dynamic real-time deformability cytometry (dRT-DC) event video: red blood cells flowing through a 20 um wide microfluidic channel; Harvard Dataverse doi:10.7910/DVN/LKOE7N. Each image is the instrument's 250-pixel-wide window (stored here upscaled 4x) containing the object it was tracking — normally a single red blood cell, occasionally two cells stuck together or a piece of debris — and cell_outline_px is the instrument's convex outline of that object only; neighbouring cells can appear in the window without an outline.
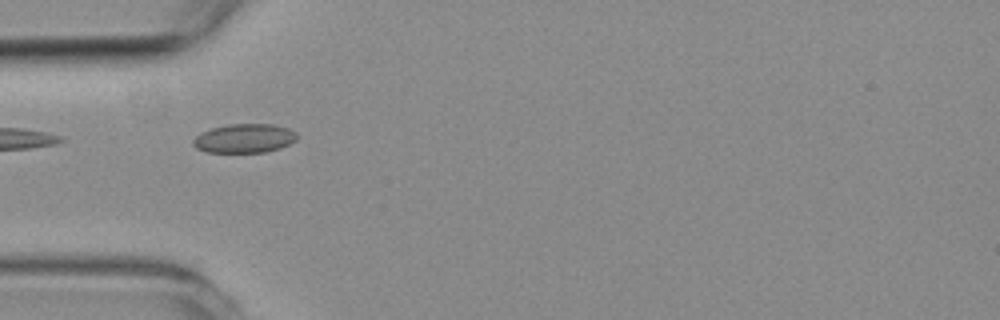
{"species": "common noctule bat (a hibernating species)", "species_latin": "Nyctalus noctula", "temperature_condition": "room temperature", "stored_images_in_passage": 7, "camera_frame_rate_fps": 3000, "um_per_image_px": 0.085, "animal": {"sex": "female", "body_mass_g": 19.3, "forearm_length_mm": 54.1}, "frame": {"image": 1, "passage_image": 5, "time_ms": 4.667, "image_size_px": [1000, 320], "cell_outline_px": [[296, 140], [280, 148], [264, 152], [208, 152], [196, 148], [192, 144], [192, 140], [200, 132], [212, 128], [228, 124], [272, 124], [288, 128], [296, 132]], "centroid_in_image_um": [20.75, 11.75], "position_along_channel_um": 64.3, "area_um2": 17.51}}
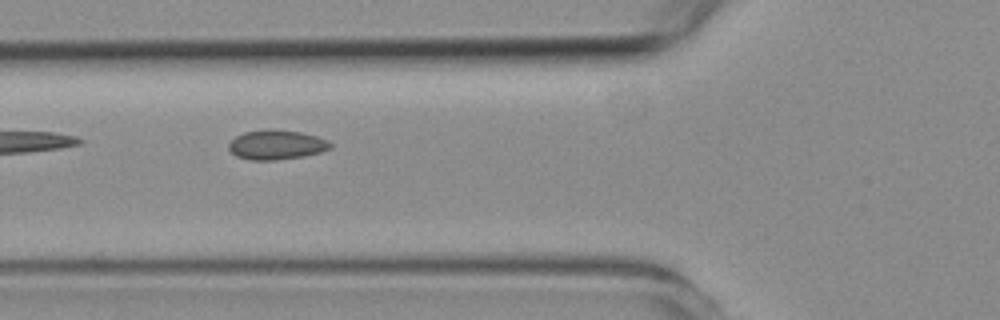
{"frame": {"image": 2, "passage_image": 6, "time_ms": 5.667, "image_size_px": [1000, 320], "cell_outline_px": [[332, 148], [320, 152], [304, 156], [276, 160], [248, 160], [236, 156], [228, 148], [228, 144], [236, 136], [244, 132], [300, 132], [316, 136], [328, 140], [332, 144]], "centroid_in_image_um": [23.52, 12.36], "position_along_channel_um": 102.3, "area_um2": 16.82}}
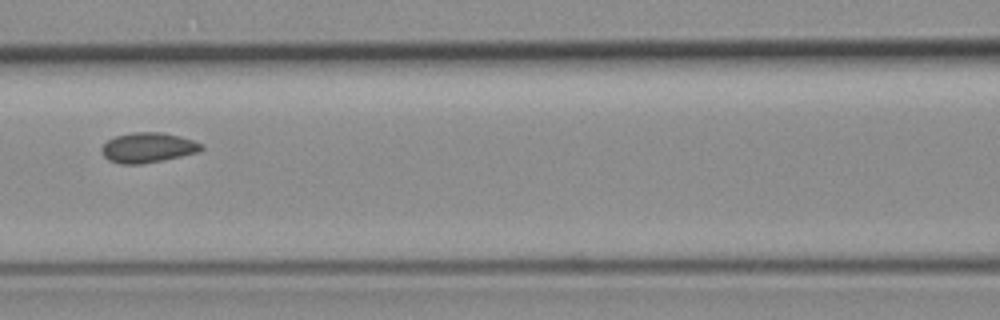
{"frame": {"image": 3, "passage_image": 7, "time_ms": 7.0, "image_size_px": [1000, 320], "cell_outline_px": [[204, 148], [196, 152], [180, 156], [140, 164], [120, 164], [108, 160], [104, 156], [100, 148], [108, 140], [116, 136], [132, 132], [160, 132], [180, 136], [204, 144]], "centroid_in_image_um": [12.55, 12.54], "position_along_channel_um": 154.1, "area_um2": 17.28}}